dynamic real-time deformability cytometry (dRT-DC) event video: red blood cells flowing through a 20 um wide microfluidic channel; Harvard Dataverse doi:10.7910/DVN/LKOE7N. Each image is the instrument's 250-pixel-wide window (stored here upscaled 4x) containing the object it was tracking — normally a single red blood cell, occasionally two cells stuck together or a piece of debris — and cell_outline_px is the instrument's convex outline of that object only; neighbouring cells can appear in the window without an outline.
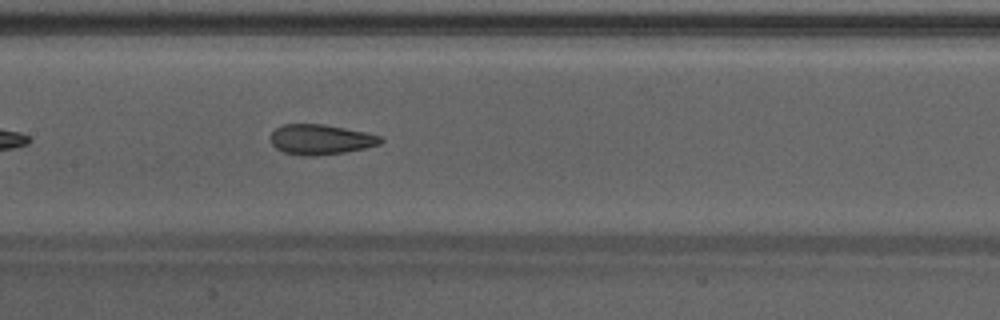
{"species": "Egyptian fruit bat (a non-hibernating species)", "species_latin": "Rousettus aegyptiacus", "temperature_condition": "warm", "stored_images_in_passage": 35, "camera_frame_rate_fps": 3000, "um_per_image_px": 0.085, "animal": {"sex": "male"}, "frame": {"image": 1, "passage_image": 11, "time_ms": 3.333, "image_size_px": [1000, 320], "cell_outline_px": [[384, 140], [380, 144], [364, 148], [344, 152], [312, 156], [300, 156], [284, 152], [276, 148], [272, 144], [268, 136], [276, 128], [284, 124], [324, 124], [364, 132], [380, 136]], "centroid_in_image_um": [27.21, 11.86], "position_along_channel_um": 180.2, "area_um2": 19.31}}
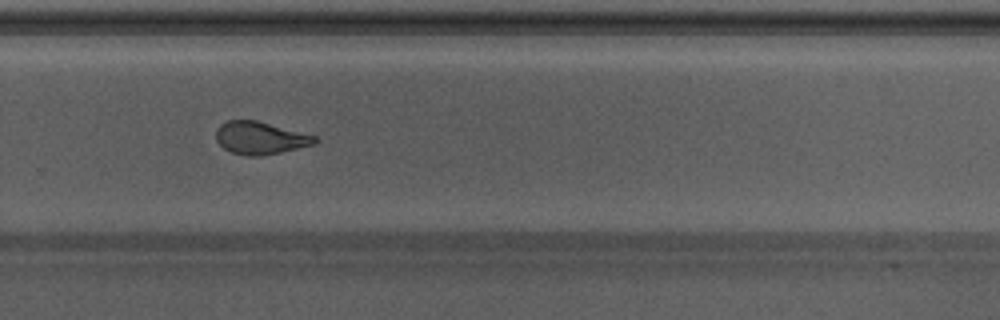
{"frame": {"image": 2, "passage_image": 20, "time_ms": 6.333, "image_size_px": [1000, 320], "cell_outline_px": [[320, 140], [316, 144], [280, 152], [260, 156], [248, 156], [232, 152], [224, 148], [216, 140], [216, 128], [220, 124], [228, 120], [256, 120], [316, 136]], "centroid_in_image_um": [22.12, 11.72], "position_along_channel_um": 307.7, "area_um2": 18.73}, "authors_computed_cell_mechanics": {"area_um2": 19.9988, "velocity_mm_per_s": 4.2677, "shape_relaxation_time_tau1_ms": 10.3286, "shape_relaxation_time_tau2_ms": 1.4785, "deformation_change_tau1": 0.2642, "deformation_change_tau2": 0.0868}}